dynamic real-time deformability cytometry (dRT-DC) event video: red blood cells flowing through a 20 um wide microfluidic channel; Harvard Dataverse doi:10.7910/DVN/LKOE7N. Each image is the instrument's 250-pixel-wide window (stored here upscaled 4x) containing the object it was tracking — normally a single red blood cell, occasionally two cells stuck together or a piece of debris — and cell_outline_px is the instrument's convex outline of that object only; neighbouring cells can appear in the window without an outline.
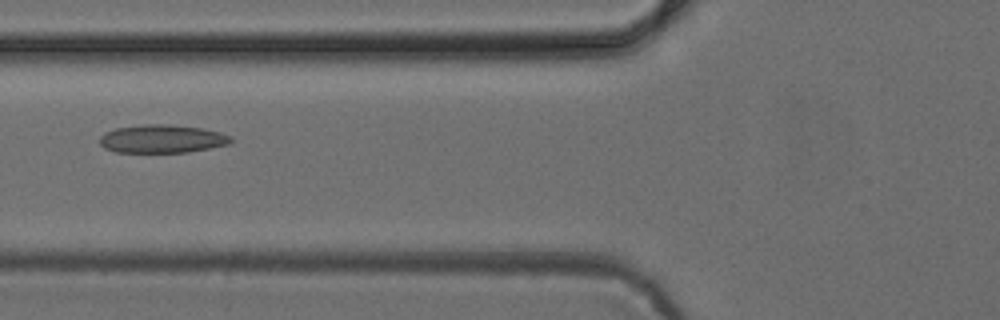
{"species": "common noctule bat (a hibernating species)", "species_latin": "Nyctalus noctula", "temperature_condition": "cold", "stored_images_in_passage": 5, "camera_frame_rate_fps": 3000, "um_per_image_px": 0.085, "animal": {"sex": "female", "body_mass_g": 24.6, "forearm_length_mm": 56.2}, "frame": {"image": 1, "passage_image": 5, "time_ms": 5.667, "image_size_px": [1000, 320], "cell_outline_px": [[232, 140], [228, 144], [188, 152], [116, 152], [104, 148], [100, 144], [100, 136], [104, 132], [116, 128], [144, 124], [168, 124], [204, 128], [220, 132], [232, 136]], "centroid_in_image_um": [13.77, 11.79], "position_along_channel_um": 112.0, "area_um2": 21.62}}